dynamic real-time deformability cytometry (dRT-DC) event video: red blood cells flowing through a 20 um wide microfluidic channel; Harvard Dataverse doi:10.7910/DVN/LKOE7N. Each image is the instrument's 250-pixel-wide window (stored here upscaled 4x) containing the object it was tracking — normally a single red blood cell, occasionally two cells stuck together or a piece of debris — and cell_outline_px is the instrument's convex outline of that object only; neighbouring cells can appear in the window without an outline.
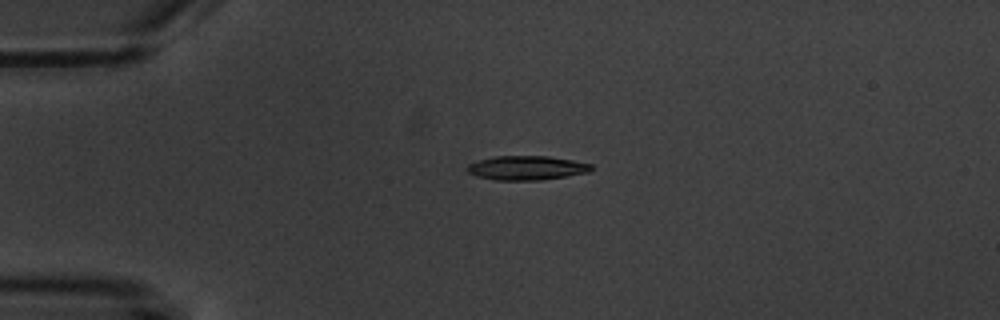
{"species": "common noctule bat (a hibernating species)", "species_latin": "Nyctalus noctula", "temperature_condition": "warm", "stored_images_in_passage": 5, "camera_frame_rate_fps": 3000, "um_per_image_px": 0.085, "animal": {"sex": "male", "body_mass_g": 20.1, "forearm_length_mm": 53.5}, "frame": {"image": 1, "passage_image": 3, "time_ms": 2.333, "image_size_px": [1000, 320], "cell_outline_px": [[592, 168], [588, 172], [568, 176], [540, 180], [496, 180], [476, 176], [468, 172], [464, 168], [468, 164], [480, 160], [496, 156], [548, 156], [572, 160], [592, 164]], "centroid_in_image_um": [44.74, 14.27], "position_along_channel_um": 40.3, "area_um2": 17.46}}